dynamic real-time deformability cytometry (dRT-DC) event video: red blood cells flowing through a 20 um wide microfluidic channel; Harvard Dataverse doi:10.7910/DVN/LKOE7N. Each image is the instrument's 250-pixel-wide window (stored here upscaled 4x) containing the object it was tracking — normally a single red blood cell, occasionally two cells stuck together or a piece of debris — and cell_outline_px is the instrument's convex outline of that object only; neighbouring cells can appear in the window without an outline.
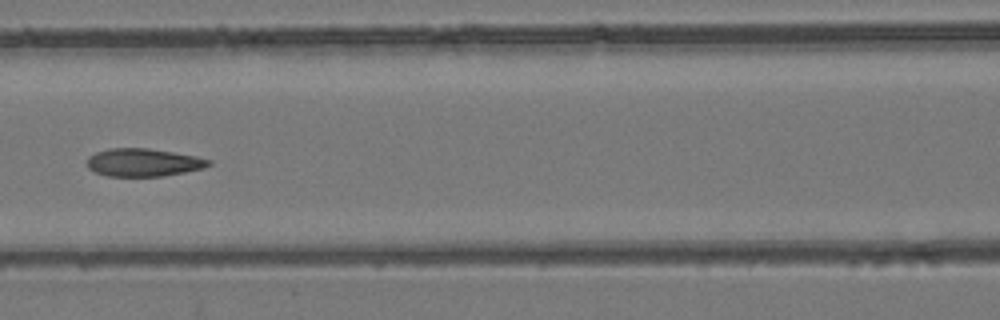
{"species": "common noctule bat (a hibernating species)", "species_latin": "Nyctalus noctula", "temperature_condition": "room temperature", "stored_images_in_passage": 7, "camera_frame_rate_fps": 3000, "um_per_image_px": 0.085, "animal": {"sex": "female", "body_mass_g": 24.6, "forearm_length_mm": 56.2}, "frame": {"image": 1, "passage_image": 6, "time_ms": 6.667, "image_size_px": [1000, 320], "cell_outline_px": [[212, 164], [204, 168], [184, 172], [160, 176], [108, 176], [96, 172], [88, 168], [88, 156], [96, 152], [108, 148], [148, 148], [196, 156], [212, 160]], "centroid_in_image_um": [12.2, 13.8], "position_along_channel_um": 154.4, "area_um2": 19.71}}
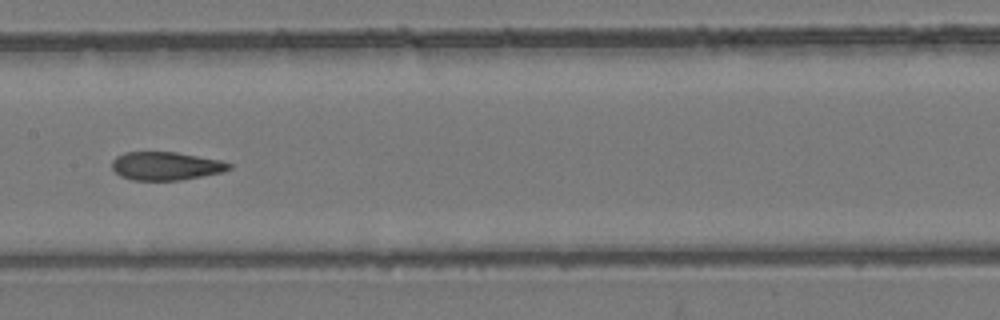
{"frame": {"image": 2, "passage_image": 7, "time_ms": 7.667, "image_size_px": [1000, 320], "cell_outline_px": [[232, 168], [224, 172], [180, 180], [132, 180], [120, 176], [112, 168], [112, 160], [116, 156], [124, 152], [176, 152], [220, 160], [232, 164]], "centroid_in_image_um": [14.1, 14.11], "position_along_channel_um": 193.3, "area_um2": 19.36}}